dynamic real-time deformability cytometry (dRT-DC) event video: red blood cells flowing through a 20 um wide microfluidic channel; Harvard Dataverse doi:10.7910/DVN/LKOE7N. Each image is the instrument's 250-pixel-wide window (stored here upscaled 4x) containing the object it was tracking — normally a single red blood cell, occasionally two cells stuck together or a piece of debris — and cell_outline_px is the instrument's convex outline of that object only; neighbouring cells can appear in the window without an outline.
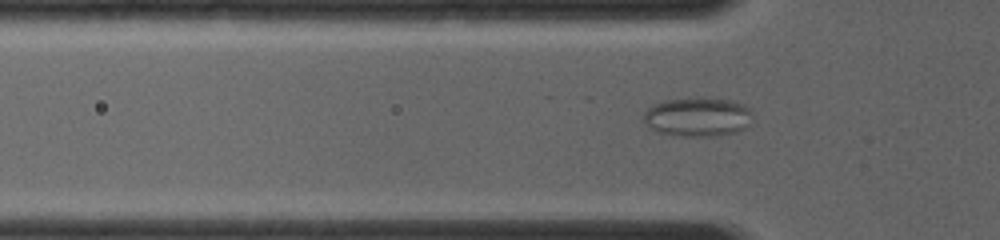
{"species": "common noctule bat (a hibernating species)", "species_latin": "Nyctalus noctula", "temperature_condition": "room temperature", "stored_images_in_passage": 5, "segment_of_instrument_passage": [2, 2], "camera_frame_rate_fps": 4000, "um_per_image_px": 0.085, "animal": {"sex": "female", "body_mass_g": 19.0, "forearm_length_mm": 56.7}, "frame": {"image": 1, "passage_image": 5, "time_ms": 3.25, "image_size_px": [1000, 240], "cell_outline_px": [[752, 108], [748, 124], [744, 128], [736, 132], [716, 136], [680, 136], [656, 132], [644, 120], [644, 112], [652, 104], [664, 100], [700, 96], [732, 100], [744, 104]], "centroid_in_image_um": [59.31, 9.91], "position_along_channel_um": 66.5, "area_um2": 25.2}}